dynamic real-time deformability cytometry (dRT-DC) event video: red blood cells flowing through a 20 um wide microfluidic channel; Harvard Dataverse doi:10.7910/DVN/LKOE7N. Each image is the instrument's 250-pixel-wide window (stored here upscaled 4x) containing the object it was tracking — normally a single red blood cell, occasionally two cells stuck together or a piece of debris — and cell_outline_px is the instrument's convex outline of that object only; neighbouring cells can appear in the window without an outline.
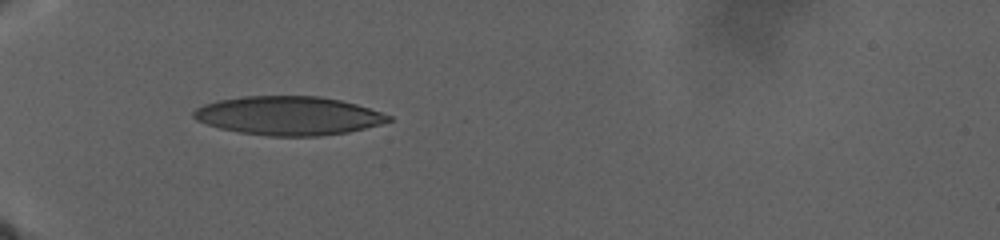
{"species": "human", "species_latin": "Homo sapiens", "temperature_condition": "warm", "stored_images_in_passage": 2, "camera_frame_rate_fps": 3000, "um_per_image_px": 0.085, "donor": {"sex": "male"}, "frame": {"image": 1, "passage_image": 1, "time_ms": 0.0, "image_size_px": [1000, 240], "cell_outline_px": [[392, 120], [380, 124], [348, 132], [320, 136], [268, 136], [240, 132], [220, 128], [196, 120], [192, 116], [192, 112], [196, 108], [204, 104], [220, 100], [244, 96], [316, 96], [340, 100], [356, 104], [392, 116]], "centroid_in_image_um": [24.51, 9.84], "position_along_channel_um": 60.5, "area_um2": 43.75}}